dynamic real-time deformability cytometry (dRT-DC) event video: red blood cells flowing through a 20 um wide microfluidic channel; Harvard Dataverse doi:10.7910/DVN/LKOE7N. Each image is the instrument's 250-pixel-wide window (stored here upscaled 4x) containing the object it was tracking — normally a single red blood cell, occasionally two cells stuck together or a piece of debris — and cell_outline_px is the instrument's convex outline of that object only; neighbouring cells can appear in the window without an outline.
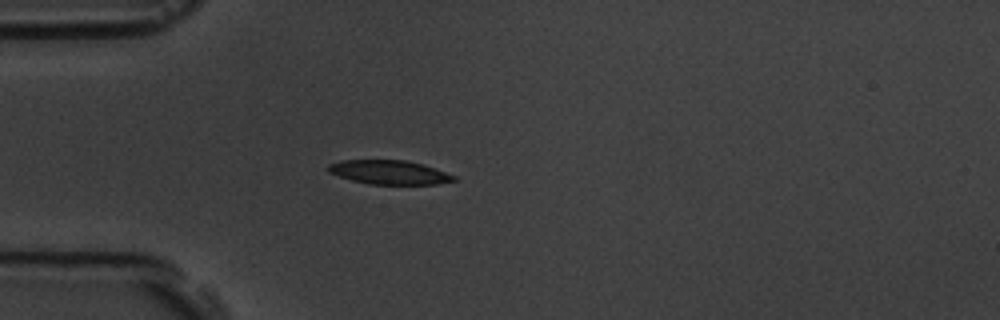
{"species": "common noctule bat (a hibernating species)", "species_latin": "Nyctalus noctula", "temperature_condition": "room temperature", "stored_images_in_passage": 4, "camera_frame_rate_fps": 3000, "um_per_image_px": 0.085, "animal": {"sex": "male", "body_mass_g": 19.5, "forearm_length_mm": 54.6}, "frame": {"image": 1, "passage_image": 4, "time_ms": 4.333, "image_size_px": [1000, 320], "cell_outline_px": [[456, 180], [436, 184], [368, 184], [352, 180], [328, 172], [328, 164], [340, 160], [404, 160], [424, 164], [456, 176]], "centroid_in_image_um": [33.08, 14.64], "position_along_channel_um": 51.9, "area_um2": 17.51}}